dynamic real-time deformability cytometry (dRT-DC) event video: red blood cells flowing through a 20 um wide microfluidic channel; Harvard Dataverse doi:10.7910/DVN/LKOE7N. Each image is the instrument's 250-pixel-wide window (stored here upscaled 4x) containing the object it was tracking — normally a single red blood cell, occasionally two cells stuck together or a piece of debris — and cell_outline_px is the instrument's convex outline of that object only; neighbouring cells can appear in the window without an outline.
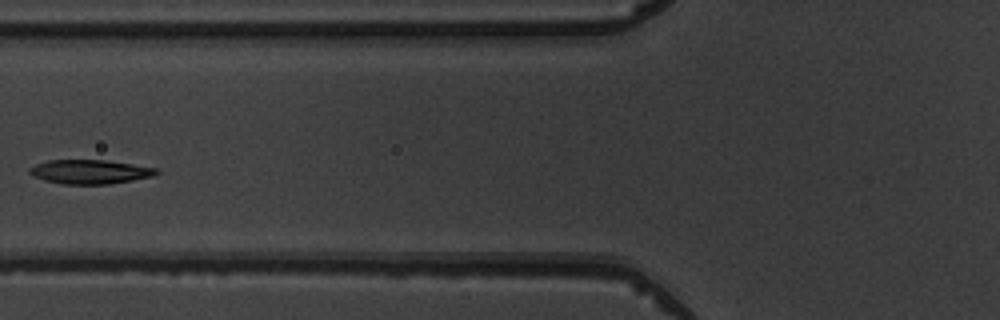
{"species": "common noctule bat (a hibernating species)", "species_latin": "Nyctalus noctula", "temperature_condition": "warm", "stored_images_in_passage": 4, "camera_frame_rate_fps": 3000, "um_per_image_px": 0.085, "animal": {"sex": "male", "body_mass_g": 19.5, "forearm_length_mm": 54.6}, "frame": {"image": 1, "passage_image": 3, "time_ms": 3.333, "image_size_px": [1000, 320], "cell_outline_px": [[160, 172], [152, 176], [132, 180], [108, 184], [64, 184], [44, 180], [32, 176], [28, 172], [28, 168], [36, 164], [48, 160], [104, 160], [132, 164], [156, 168]], "centroid_in_image_um": [7.6, 14.6], "position_along_channel_um": 118.2, "area_um2": 17.74}}
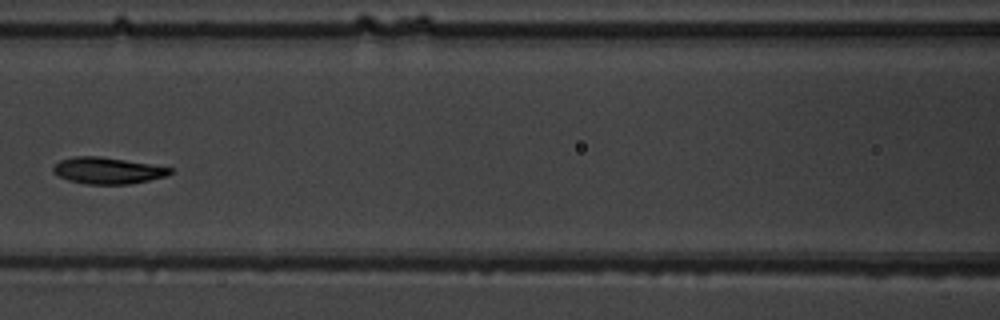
{"frame": {"image": 2, "passage_image": 4, "time_ms": 4.333, "image_size_px": [1000, 320], "cell_outline_px": [[172, 172], [168, 176], [128, 184], [84, 184], [68, 180], [52, 172], [52, 164], [60, 160], [76, 156], [100, 156], [172, 168]], "centroid_in_image_um": [9.1, 14.5], "position_along_channel_um": 157.5, "area_um2": 17.98}}